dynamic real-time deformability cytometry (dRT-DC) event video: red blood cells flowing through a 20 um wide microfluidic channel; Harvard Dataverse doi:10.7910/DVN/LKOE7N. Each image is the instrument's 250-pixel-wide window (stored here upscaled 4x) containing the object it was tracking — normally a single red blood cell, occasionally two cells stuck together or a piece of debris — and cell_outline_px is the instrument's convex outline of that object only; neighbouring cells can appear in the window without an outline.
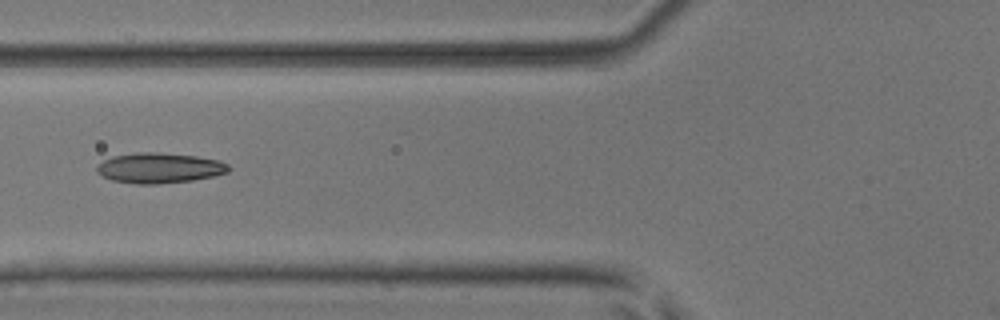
{"species": "common noctule bat (a hibernating species)", "species_latin": "Nyctalus noctula", "temperature_condition": "room temperature", "stored_images_in_passage": 6, "camera_frame_rate_fps": 3000, "um_per_image_px": 0.085, "animal": {"sex": "male", "body_mass_g": 17.9, "forearm_length_mm": 54.2}, "frame": {"image": 1, "passage_image": 6, "time_ms": 1.667, "image_size_px": [1000, 320], "cell_outline_px": [[232, 168], [228, 172], [212, 176], [192, 180], [156, 184], [136, 184], [112, 180], [100, 176], [96, 172], [96, 164], [112, 156], [136, 152], [156, 152], [196, 156], [220, 160], [228, 164]], "centroid_in_image_um": [13.52, 14.27], "position_along_channel_um": 112.3, "area_um2": 23.47}}